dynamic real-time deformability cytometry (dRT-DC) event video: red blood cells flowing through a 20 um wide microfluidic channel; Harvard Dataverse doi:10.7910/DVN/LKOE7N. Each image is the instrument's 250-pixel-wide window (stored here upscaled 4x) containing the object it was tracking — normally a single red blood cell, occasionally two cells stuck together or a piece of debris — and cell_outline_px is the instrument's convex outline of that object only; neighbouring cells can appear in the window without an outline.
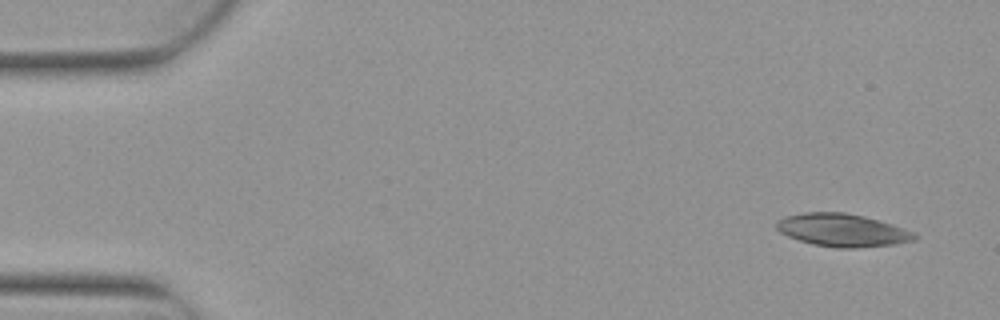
{"species": "Egyptian fruit bat (a non-hibernating species)", "species_latin": "Rousettus aegyptiacus", "temperature_condition": "warm", "stored_images_in_passage": 4, "camera_frame_rate_fps": 3000, "um_per_image_px": 0.085, "animal": {"sex": "female"}, "frame": {"image": 1, "passage_image": 1, "time_ms": 0.0, "image_size_px": [1000, 320], "cell_outline_px": [[920, 236], [916, 240], [896, 244], [856, 248], [836, 248], [812, 244], [788, 236], [780, 232], [776, 228], [776, 220], [784, 216], [804, 212], [844, 212], [864, 216], [892, 224], [904, 228]], "centroid_in_image_um": [71.6, 19.56], "position_along_channel_um": 13.4, "area_um2": 26.59}}
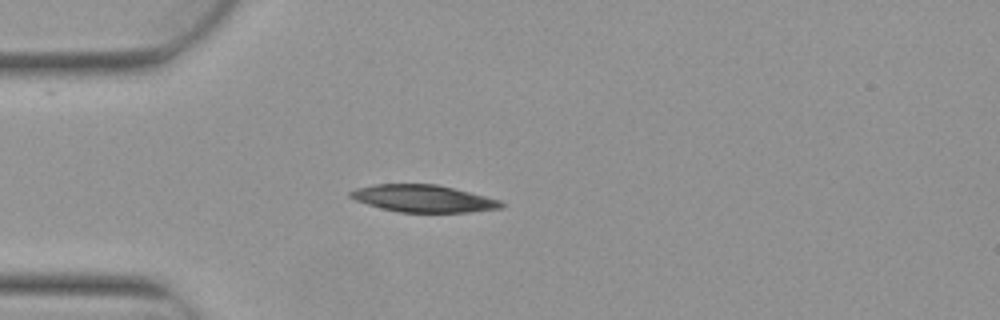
{"frame": {"image": 2, "passage_image": 4, "time_ms": 1.0, "image_size_px": [1000, 320], "cell_outline_px": [[504, 208], [468, 212], [400, 212], [368, 204], [356, 200], [348, 196], [348, 192], [356, 188], [372, 184], [436, 184], [500, 200], [504, 204]], "centroid_in_image_um": [35.96, 16.87], "position_along_channel_um": 49.0, "area_um2": 23.64}}